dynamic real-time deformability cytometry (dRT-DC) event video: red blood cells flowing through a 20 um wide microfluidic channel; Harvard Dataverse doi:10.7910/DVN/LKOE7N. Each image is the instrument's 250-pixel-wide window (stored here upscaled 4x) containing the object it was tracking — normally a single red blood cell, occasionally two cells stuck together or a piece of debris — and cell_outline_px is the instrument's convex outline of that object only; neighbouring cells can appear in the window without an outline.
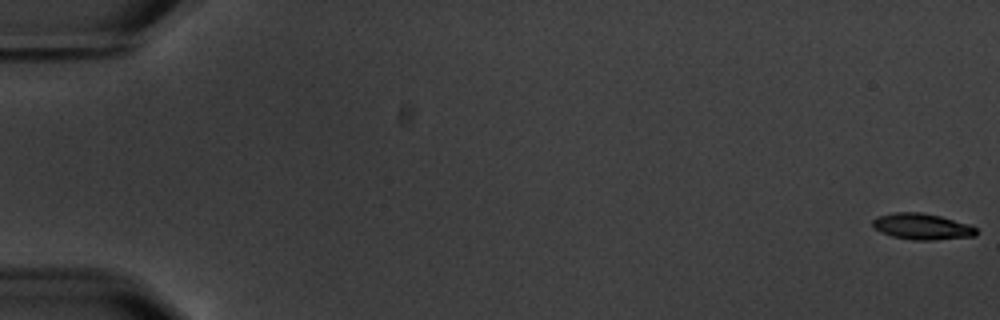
{"species": "common noctule bat (a hibernating species)", "species_latin": "Nyctalus noctula", "temperature_condition": "warm", "stored_images_in_passage": 5, "camera_frame_rate_fps": 3000, "um_per_image_px": 0.085, "animal": {"sex": "male", "body_mass_g": 20.1, "forearm_length_mm": 53.5}, "frame": {"image": 1, "passage_image": 1, "time_ms": 0.0, "image_size_px": [1000, 320], "cell_outline_px": [[976, 236], [932, 240], [912, 240], [892, 236], [880, 232], [872, 224], [872, 220], [876, 216], [896, 212], [920, 212], [940, 216], [968, 224], [976, 228]], "centroid_in_image_um": [78.35, 19.25], "position_along_channel_um": 6.7, "area_um2": 15.72}}